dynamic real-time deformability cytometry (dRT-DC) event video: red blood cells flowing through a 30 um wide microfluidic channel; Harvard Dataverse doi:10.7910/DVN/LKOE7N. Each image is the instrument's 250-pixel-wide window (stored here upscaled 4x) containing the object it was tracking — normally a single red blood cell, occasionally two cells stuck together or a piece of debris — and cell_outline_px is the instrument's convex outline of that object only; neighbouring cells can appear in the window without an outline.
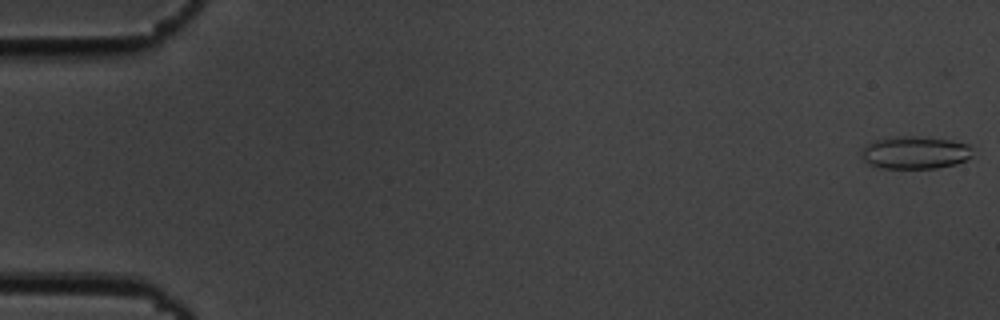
{"species": "common noctule bat (a hibernating species)", "species_latin": "Nyctalus noctula", "temperature_condition": "cold", "stored_images_in_passage": 55, "camera_frame_rate_fps": 3000, "um_per_image_px": 0.085, "animal": {"sex": "male", "body_mass_g": 19.5, "forearm_length_mm": 54.6}, "frame": {"image": 1, "passage_image": 1, "time_ms": 0.0, "image_size_px": [1000, 320], "cell_outline_px": [[972, 156], [956, 164], [936, 168], [880, 168], [868, 164], [860, 156], [860, 152], [872, 140], [900, 136], [916, 136], [952, 140], [968, 144], [972, 148]], "centroid_in_image_um": [77.76, 12.97], "position_along_channel_um": 7.2, "area_um2": 21.27}}
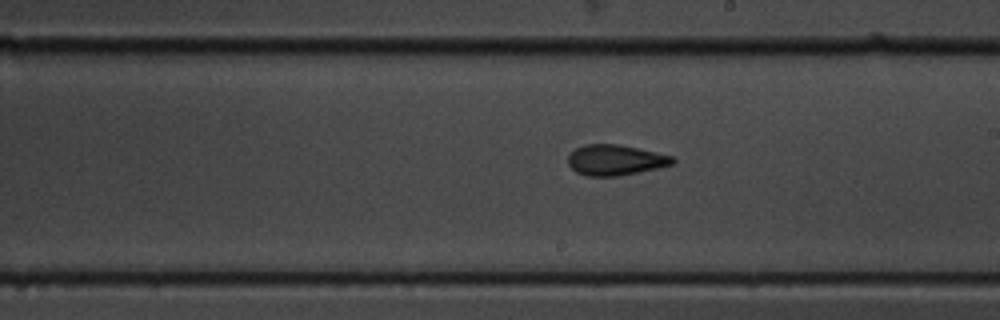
{"frame": {"image": 2, "passage_image": 32, "time_ms": 10.333, "image_size_px": [1000, 320], "cell_outline_px": [[676, 160], [672, 164], [656, 168], [616, 176], [588, 176], [576, 172], [568, 164], [568, 156], [576, 148], [584, 144], [620, 144], [656, 152], [672, 156]], "centroid_in_image_um": [52.28, 13.59], "position_along_channel_um": 236.7, "area_um2": 18.44}}
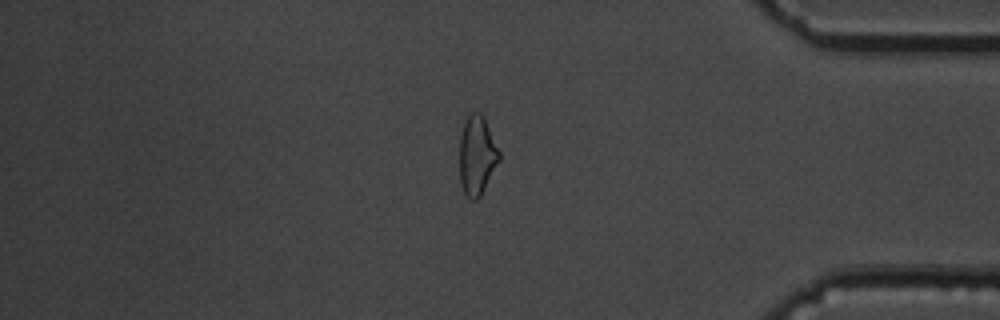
{"frame": {"image": 3, "passage_image": 47, "time_ms": 15.333, "image_size_px": [1000, 320], "cell_outline_px": [[500, 160], [480, 196], [476, 200], [472, 200], [464, 192], [460, 180], [460, 136], [464, 124], [468, 116], [472, 112], [480, 112], [484, 116], [500, 152]], "centroid_in_image_um": [40.55, 13.19], "position_along_channel_um": 394.6, "area_um2": 18.15}, "authors_computed_cell_mechanics": {"area_um2": 19.0162, "velocity_mm_per_s": 3.6648, "shape_relaxation_time_tau1_ms": 4.1804, "shape_relaxation_time_tau2_ms": 2.0678, "deformation_change_tau1": 0.1384, "deformation_change_tau2": 0.094}}